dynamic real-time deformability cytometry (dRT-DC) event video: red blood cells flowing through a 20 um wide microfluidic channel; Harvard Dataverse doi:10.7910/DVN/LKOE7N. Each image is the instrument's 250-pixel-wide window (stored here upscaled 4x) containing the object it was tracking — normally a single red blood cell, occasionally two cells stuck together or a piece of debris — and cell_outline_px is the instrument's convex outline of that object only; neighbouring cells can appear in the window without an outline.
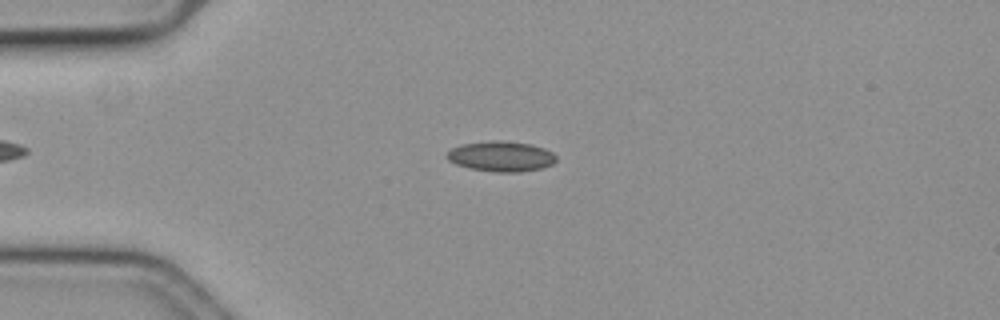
{"species": "common noctule bat (a hibernating species)", "species_latin": "Nyctalus noctula", "temperature_condition": "cold", "stored_images_in_passage": 24, "camera_frame_rate_fps": 3000, "um_per_image_px": 0.085, "animal": {"sex": "female", "body_mass_g": 19.3, "forearm_length_mm": 54.1}, "frame": {"image": 1, "passage_image": 13, "time_ms": 4.0, "image_size_px": [1000, 320], "cell_outline_px": [[556, 160], [552, 164], [540, 168], [520, 172], [496, 172], [468, 168], [456, 164], [448, 160], [444, 156], [452, 148], [460, 144], [488, 140], [504, 140], [532, 144], [544, 148], [552, 152], [556, 156]], "centroid_in_image_um": [42.56, 13.27], "position_along_channel_um": 42.4, "area_um2": 19.54}}
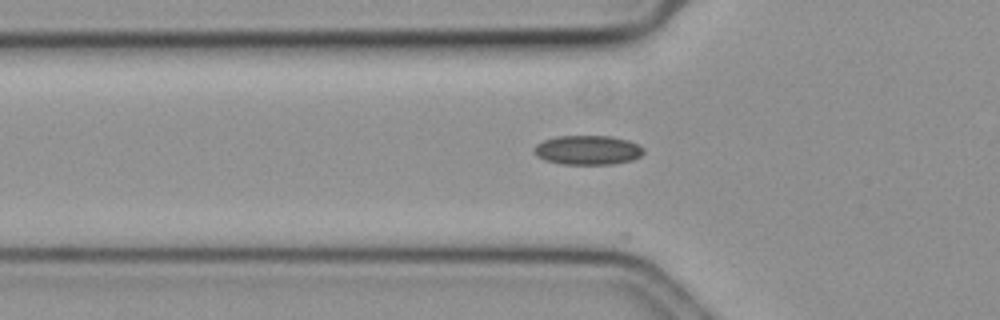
{"frame": {"image": 2, "passage_image": 18, "time_ms": 5.667, "image_size_px": [1000, 320], "cell_outline_px": [[644, 152], [640, 156], [632, 160], [612, 164], [560, 164], [544, 160], [536, 156], [532, 152], [536, 144], [544, 140], [556, 136], [612, 136], [628, 140], [644, 148]], "centroid_in_image_um": [49.92, 12.76], "position_along_channel_um": 75.9, "area_um2": 18.84}}
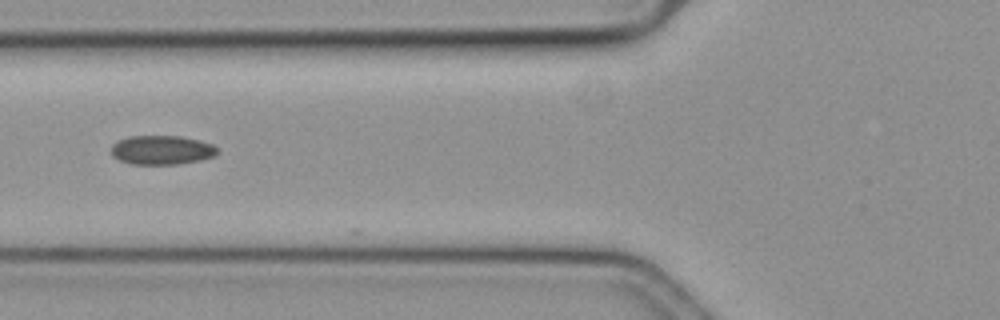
{"frame": {"image": 3, "passage_image": 21, "time_ms": 6.667, "image_size_px": [1000, 320], "cell_outline_px": [[220, 152], [216, 156], [200, 160], [176, 164], [132, 164], [120, 160], [112, 156], [112, 144], [128, 136], [180, 136], [200, 140], [212, 144]], "centroid_in_image_um": [13.78, 12.75], "position_along_channel_um": 112.0, "area_um2": 18.03}}